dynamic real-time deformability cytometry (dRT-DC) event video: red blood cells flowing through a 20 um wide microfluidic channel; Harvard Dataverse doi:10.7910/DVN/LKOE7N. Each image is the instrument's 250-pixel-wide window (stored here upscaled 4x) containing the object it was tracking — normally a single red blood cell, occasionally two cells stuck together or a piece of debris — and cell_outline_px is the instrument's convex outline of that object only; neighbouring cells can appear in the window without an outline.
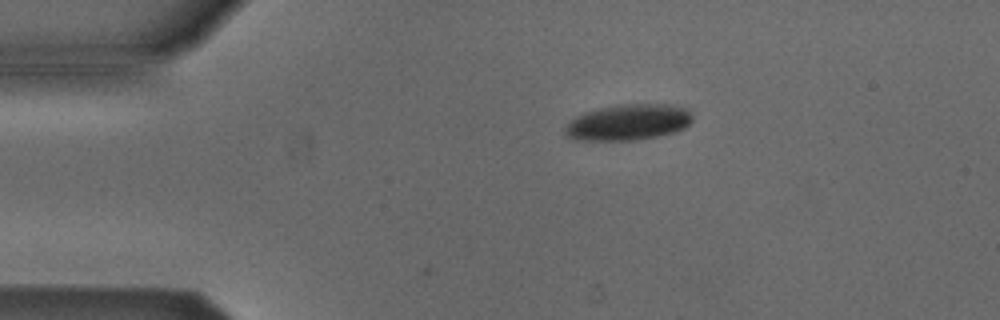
{"species": "Egyptian fruit bat (a non-hibernating species)", "species_latin": "Rousettus aegyptiacus", "temperature_condition": "cold", "stored_images_in_passage": 3, "camera_frame_rate_fps": 3000, "um_per_image_px": 0.085, "animal": {"sex": "male"}, "frame": {"image": 1, "passage_image": 1, "time_ms": 0.0, "image_size_px": [1000, 320], "cell_outline_px": [[692, 120], [684, 128], [676, 132], [636, 140], [580, 140], [568, 136], [564, 132], [564, 128], [576, 116], [584, 112], [616, 104], [672, 104], [688, 108], [692, 116]], "centroid_in_image_um": [53.44, 10.38], "position_along_channel_um": 31.6, "area_um2": 26.76}}
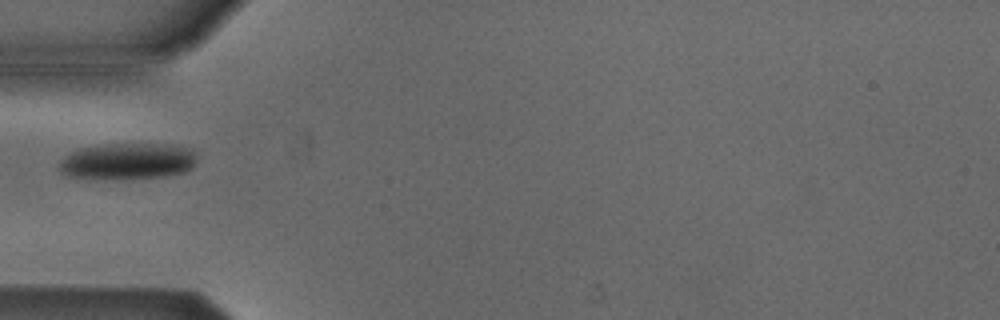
{"frame": {"image": 2, "passage_image": 3, "time_ms": 2.333, "image_size_px": [1000, 320], "cell_outline_px": [[196, 160], [192, 168], [184, 172], [164, 176], [120, 180], [88, 180], [64, 176], [60, 172], [60, 160], [64, 156], [80, 148], [108, 144], [176, 144], [192, 148], [196, 152]], "centroid_in_image_um": [10.83, 13.73], "position_along_channel_um": 74.2, "area_um2": 30.17}}